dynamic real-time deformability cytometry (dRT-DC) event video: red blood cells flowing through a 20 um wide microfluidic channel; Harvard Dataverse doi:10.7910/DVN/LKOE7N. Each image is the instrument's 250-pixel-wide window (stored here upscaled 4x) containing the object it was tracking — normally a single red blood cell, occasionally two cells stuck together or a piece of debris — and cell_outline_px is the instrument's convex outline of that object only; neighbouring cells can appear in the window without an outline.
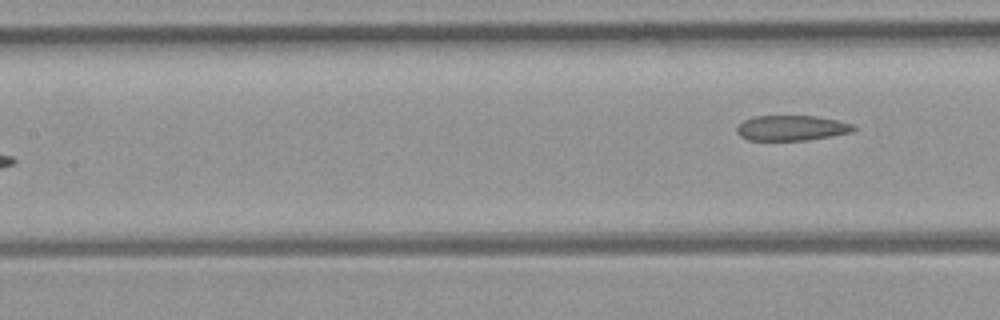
{"species": "common noctule bat (a hibernating species)", "species_latin": "Nyctalus noctula", "temperature_condition": "room temperature", "stored_images_in_passage": 6, "segment_of_instrument_passage": [2, 2], "camera_frame_rate_fps": 3000, "um_per_image_px": 0.085, "animal": {"sex": "female", "body_mass_g": 21.9}, "frame": {"image": 1, "passage_image": 6, "time_ms": 6.667, "image_size_px": [1000, 320], "cell_outline_px": [[856, 128], [852, 132], [808, 140], [748, 140], [740, 136], [736, 132], [736, 128], [744, 120], [752, 116], [816, 116], [836, 120], [852, 124]], "centroid_in_image_um": [67.25, 10.88], "position_along_channel_um": 140.1, "area_um2": 17.11}}